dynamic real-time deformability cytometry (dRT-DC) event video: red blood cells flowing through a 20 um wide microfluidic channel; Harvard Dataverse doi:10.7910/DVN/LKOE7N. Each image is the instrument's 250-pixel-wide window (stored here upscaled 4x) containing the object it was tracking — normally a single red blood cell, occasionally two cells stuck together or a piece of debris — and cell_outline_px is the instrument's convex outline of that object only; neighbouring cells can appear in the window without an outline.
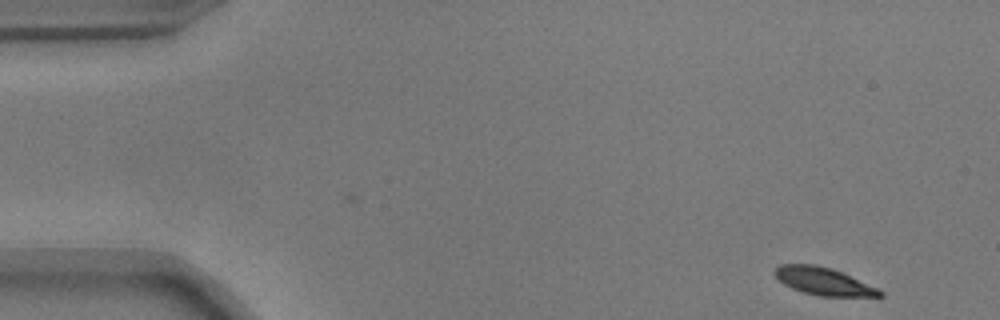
{"species": "common noctule bat (a hibernating species)", "species_latin": "Nyctalus noctula", "temperature_condition": "warm", "stored_images_in_passage": 41, "camera_frame_rate_fps": 3000, "um_per_image_px": 0.085, "animal": {"sex": "male", "body_mass_g": 17.9}, "frame": {"image": 1, "passage_image": 1, "time_ms": 0.0, "image_size_px": [1000, 320], "cell_outline_px": [[884, 296], [820, 296], [804, 292], [792, 288], [784, 284], [772, 272], [780, 264], [816, 264], [832, 268], [844, 272], [884, 292]], "centroid_in_image_um": [69.99, 23.89], "position_along_channel_um": 15.0, "area_um2": 16.82}}
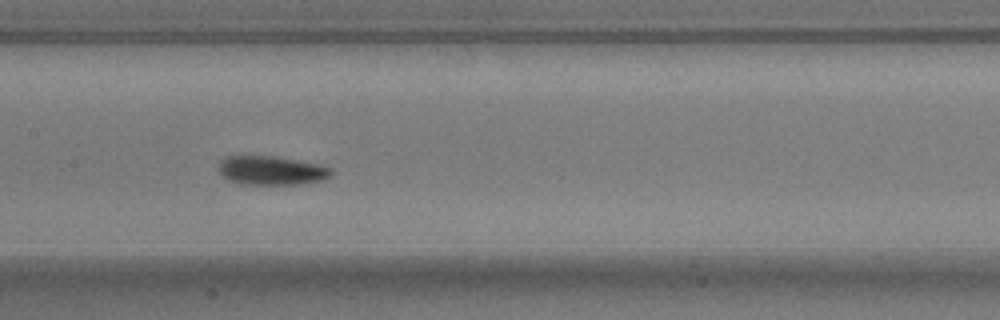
{"frame": {"image": 2, "passage_image": 24, "time_ms": 7.667, "image_size_px": [1000, 320], "cell_outline_px": [[332, 176], [324, 180], [296, 184], [240, 184], [228, 180], [216, 168], [228, 156], [272, 156], [320, 164], [332, 168]], "centroid_in_image_um": [23.11, 14.5], "position_along_channel_um": 184.3, "area_um2": 18.9}}
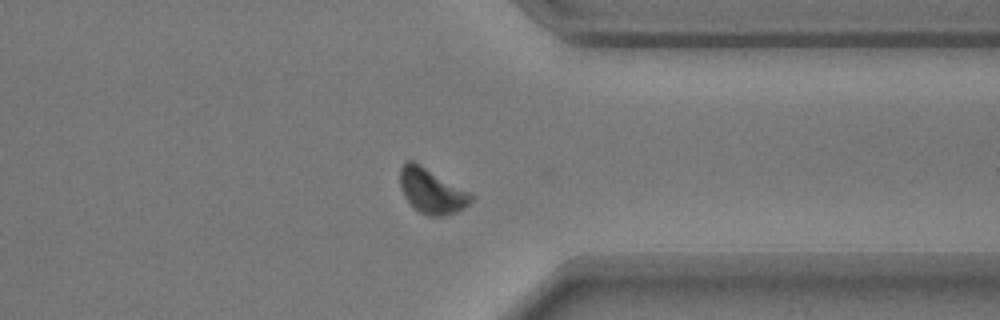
{"frame": {"image": 3, "passage_image": 40, "time_ms": 13.0, "image_size_px": [1000, 320], "cell_outline_px": [[476, 196], [464, 208], [456, 212], [444, 216], [428, 216], [420, 212], [404, 196], [400, 188], [400, 168], [404, 160], [412, 160], [420, 164], [472, 192]], "centroid_in_image_um": [36.72, 16.21], "position_along_channel_um": 374.7, "area_um2": 18.84}, "authors_computed_cell_mechanics": {"area_um2": 18.5538, "velocity_mm_per_s": 3.6498, "shape_relaxation_time_tau1_ms": 3.6319, "shape_relaxation_time_tau2_ms": null, "deformation_change_tau1": 0.1538, "deformation_change_tau2": null}}